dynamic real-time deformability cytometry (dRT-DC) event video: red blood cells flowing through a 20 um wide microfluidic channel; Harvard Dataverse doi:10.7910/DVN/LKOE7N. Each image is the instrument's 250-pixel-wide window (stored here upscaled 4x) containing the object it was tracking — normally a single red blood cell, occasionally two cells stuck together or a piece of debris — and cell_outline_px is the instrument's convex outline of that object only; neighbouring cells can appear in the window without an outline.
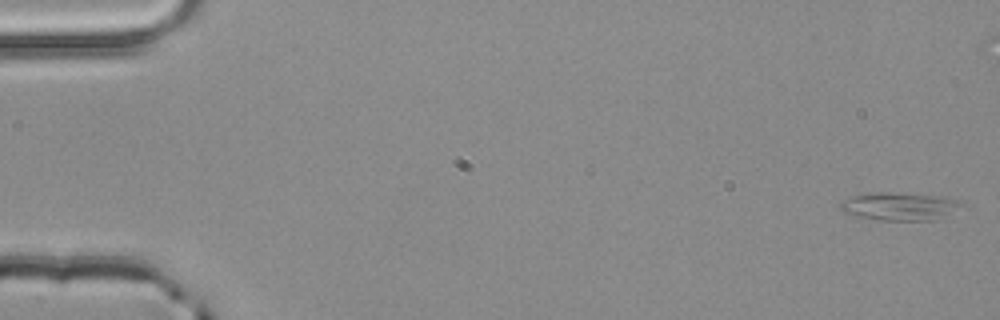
{"species": "common noctule bat (a hibernating species)", "species_latin": "Nyctalus noctula", "temperature_condition": "room temperature", "stored_images_in_passage": 5, "segment_of_instrument_passage": [1, 2], "camera_frame_rate_fps": 3000, "um_per_image_px": 0.085, "animal": {"sex": "male", "body_mass_g": 20.4}, "frame": {"image": 1, "passage_image": 1, "time_ms": 0.0, "image_size_px": [1000, 320], "cell_outline_px": [[964, 204], [940, 220], [884, 220], [860, 216], [844, 212], [840, 208], [840, 200], [852, 196], [868, 192], [904, 192], [936, 196], [956, 200]], "centroid_in_image_um": [76.44, 17.52], "position_along_channel_um": 8.6, "area_um2": 19.71}}
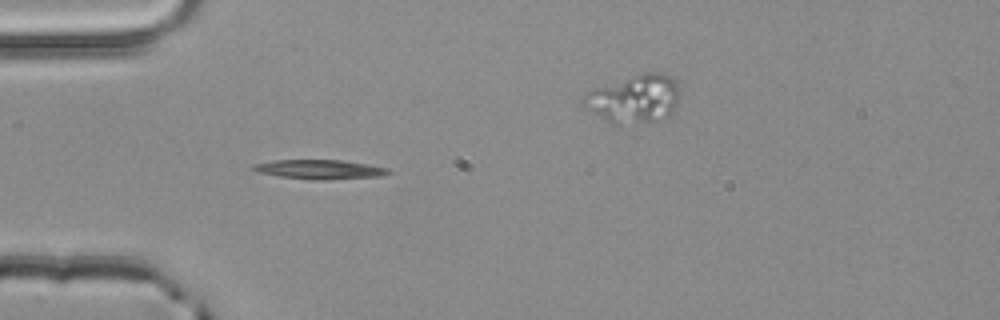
{"frame": {"image": 2, "passage_image": 4, "time_ms": 1.0, "image_size_px": [1000, 320], "cell_outline_px": [[392, 172], [384, 176], [324, 180], [320, 180], [280, 176], [256, 172], [252, 168], [252, 164], [272, 160], [344, 160], [368, 164], [388, 168]], "centroid_in_image_um": [27.21, 14.39], "position_along_channel_um": 57.8, "area_um2": 15.32}}